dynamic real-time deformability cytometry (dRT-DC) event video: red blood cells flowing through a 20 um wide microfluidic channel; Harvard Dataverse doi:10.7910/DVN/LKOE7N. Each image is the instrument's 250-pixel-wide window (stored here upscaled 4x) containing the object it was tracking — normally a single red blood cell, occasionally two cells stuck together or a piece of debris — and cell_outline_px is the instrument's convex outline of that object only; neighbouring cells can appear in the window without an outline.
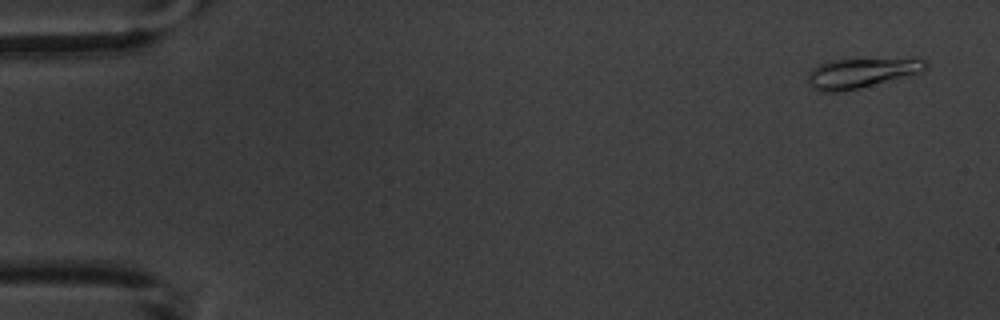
{"species": "common noctule bat (a hibernating species)", "species_latin": "Nyctalus noctula", "temperature_condition": "warm", "stored_images_in_passage": 5, "camera_frame_rate_fps": 3000, "um_per_image_px": 0.085, "animal": {"sex": "male", "body_mass_g": 20.1, "forearm_length_mm": 53.5}, "frame": {"image": 1, "passage_image": 1, "time_ms": 0.0, "image_size_px": [1000, 320], "cell_outline_px": [[928, 68], [920, 72], [844, 92], [820, 92], [812, 88], [808, 84], [808, 72], [812, 68], [828, 60], [928, 60]], "centroid_in_image_um": [73.09, 6.24], "position_along_channel_um": 11.9, "area_um2": 19.94}}